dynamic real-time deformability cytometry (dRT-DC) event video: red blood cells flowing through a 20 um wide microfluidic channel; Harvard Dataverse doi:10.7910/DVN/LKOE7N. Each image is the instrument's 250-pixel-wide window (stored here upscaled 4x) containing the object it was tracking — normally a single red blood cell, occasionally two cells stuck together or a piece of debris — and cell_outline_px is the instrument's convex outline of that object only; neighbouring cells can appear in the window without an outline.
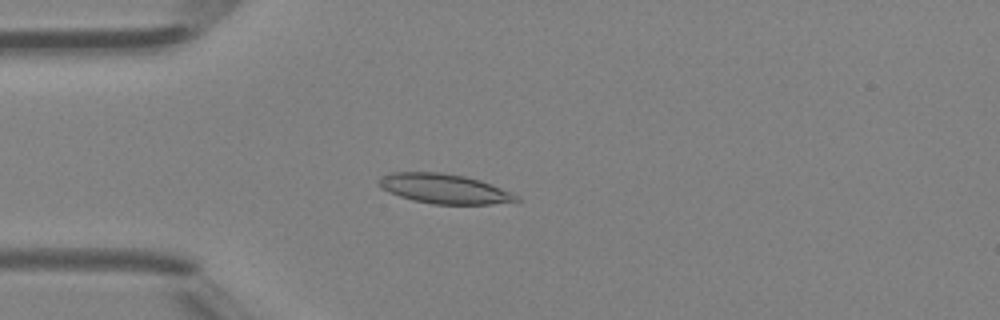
{"species": "Egyptian fruit bat (a non-hibernating species)", "species_latin": "Rousettus aegyptiacus", "temperature_condition": "room temperature", "stored_images_in_passage": 47, "camera_frame_rate_fps": 3000, "um_per_image_px": 0.085, "animal": {"sex": "female"}, "frame": {"image": 1, "passage_image": 13, "time_ms": 4.0, "image_size_px": [1000, 320], "cell_outline_px": [[520, 200], [492, 204], [432, 204], [412, 200], [388, 192], [380, 188], [376, 184], [376, 180], [392, 172], [440, 172], [464, 176], [480, 180], [512, 192]], "centroid_in_image_um": [37.7, 16.04], "position_along_channel_um": 47.3, "area_um2": 23.76}}
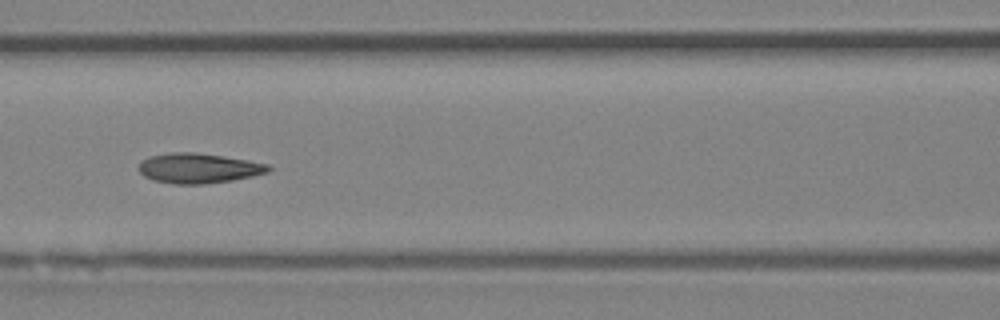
{"frame": {"image": 2, "passage_image": 21, "time_ms": 6.667, "image_size_px": [1000, 320], "cell_outline_px": [[272, 168], [268, 172], [252, 176], [232, 180], [204, 184], [172, 184], [152, 180], [144, 176], [136, 168], [140, 160], [148, 156], [172, 152], [196, 152], [224, 156], [248, 160], [268, 164]], "centroid_in_image_um": [16.82, 14.29], "position_along_channel_um": 149.8, "area_um2": 22.95}}
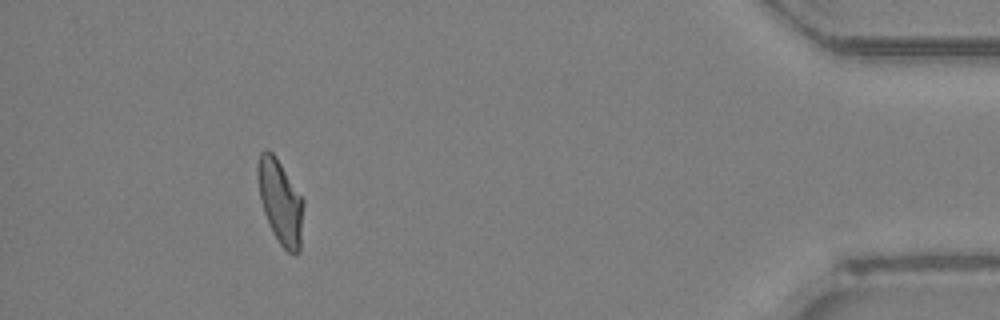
{"frame": {"image": 3, "passage_image": 43, "time_ms": 14.0, "image_size_px": [1000, 320], "cell_outline_px": [[304, 204], [300, 252], [296, 256], [292, 256], [280, 244], [272, 232], [264, 212], [260, 200], [256, 172], [256, 168], [260, 152], [264, 148], [268, 148], [276, 156], [304, 200]], "centroid_in_image_um": [23.83, 17.15], "position_along_channel_um": 411.4, "area_um2": 22.89}, "authors_computed_cell_mechanics": {"area_um2": 22.831, "velocity_mm_per_s": 4.402, "shape_relaxation_time_tau1_ms": 4.567, "shape_relaxation_time_tau2_ms": 1.7959, "deformation_change_tau1": 0.1531, "deformation_change_tau2": 0.0783}}